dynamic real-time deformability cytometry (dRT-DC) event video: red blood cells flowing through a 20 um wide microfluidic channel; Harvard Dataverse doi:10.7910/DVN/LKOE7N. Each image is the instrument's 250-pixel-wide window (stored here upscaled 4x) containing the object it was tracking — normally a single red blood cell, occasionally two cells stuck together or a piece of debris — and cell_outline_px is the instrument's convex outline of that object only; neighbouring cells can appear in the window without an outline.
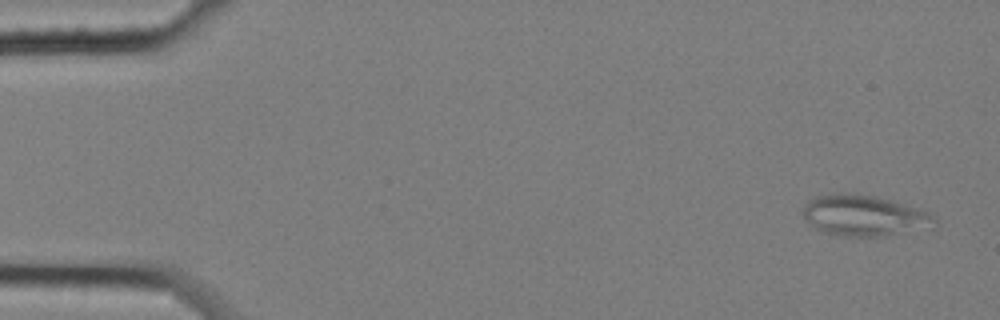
{"species": "common noctule bat (a hibernating species)", "species_latin": "Nyctalus noctula", "temperature_condition": "cold", "stored_images_in_passage": 6, "camera_frame_rate_fps": 3000, "um_per_image_px": 0.085, "animal": {"sex": "female", "body_mass_g": 25.1}, "frame": {"image": 1, "passage_image": 1, "time_ms": 0.0, "image_size_px": [1000, 320], "cell_outline_px": [[936, 220], [896, 232], [880, 236], [844, 236], [824, 232], [812, 228], [808, 224], [800, 212], [804, 204], [808, 200], [816, 196], [840, 192], [856, 192], [888, 200], [916, 208], [928, 212], [936, 216]], "centroid_in_image_um": [73.19, 18.27], "position_along_channel_um": 11.8, "area_um2": 30.35}}